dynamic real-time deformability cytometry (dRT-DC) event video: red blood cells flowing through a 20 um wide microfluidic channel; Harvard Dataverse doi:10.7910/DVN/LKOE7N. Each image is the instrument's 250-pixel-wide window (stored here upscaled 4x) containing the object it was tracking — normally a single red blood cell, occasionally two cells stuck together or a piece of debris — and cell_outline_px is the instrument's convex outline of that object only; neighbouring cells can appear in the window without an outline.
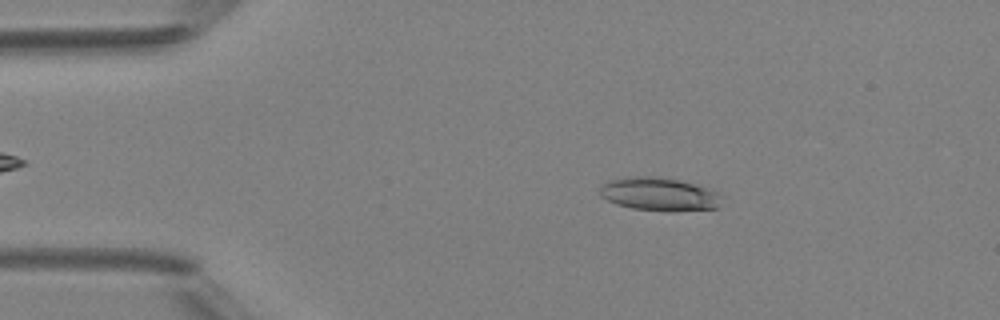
{"species": "Egyptian fruit bat (a non-hibernating species)", "species_latin": "Rousettus aegyptiacus", "temperature_condition": "room temperature", "stored_images_in_passage": 48, "camera_frame_rate_fps": 3000, "um_per_image_px": 0.085, "animal": {"sex": "female"}, "frame": {"image": 1, "passage_image": 8, "time_ms": 2.333, "image_size_px": [1000, 320], "cell_outline_px": [[720, 208], [672, 212], [632, 208], [616, 204], [600, 196], [600, 188], [608, 180], [632, 176], [656, 176], [680, 180], [720, 192]], "centroid_in_image_um": [56.05, 16.51], "position_along_channel_um": 28.9, "area_um2": 23.81}}
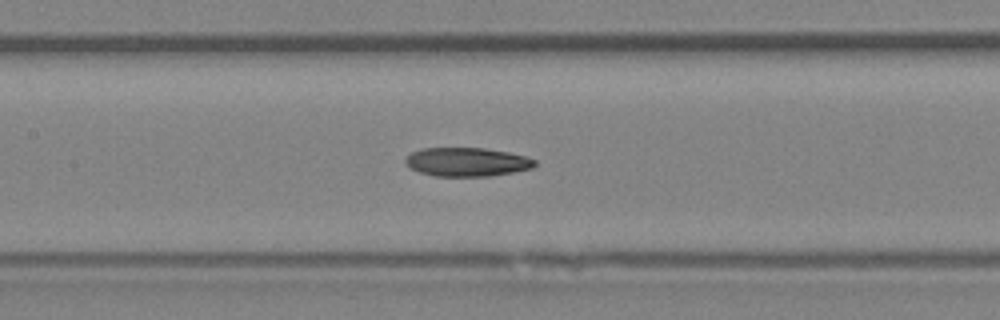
{"frame": {"image": 2, "passage_image": 22, "time_ms": 7.0, "image_size_px": [1000, 320], "cell_outline_px": [[536, 164], [532, 168], [512, 172], [488, 176], [436, 176], [420, 172], [404, 164], [404, 160], [412, 152], [424, 148], [484, 148], [508, 152], [524, 156], [536, 160]], "centroid_in_image_um": [39.68, 13.76], "position_along_channel_um": 167.7, "area_um2": 21.5}}
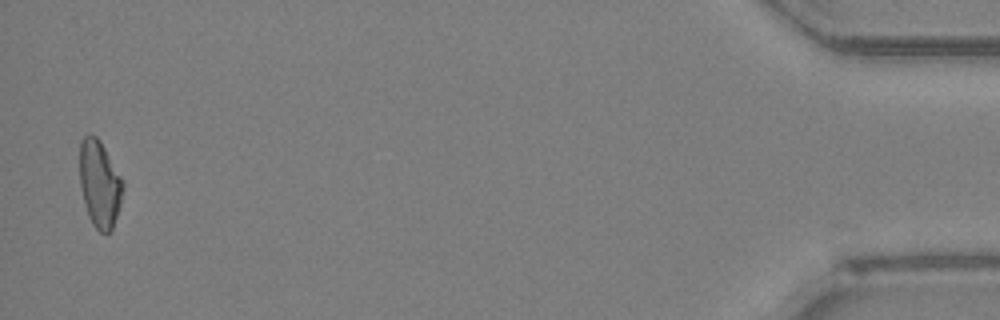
{"frame": {"image": 3, "passage_image": 47, "time_ms": 15.333, "image_size_px": [1000, 320], "cell_outline_px": [[124, 188], [120, 204], [112, 232], [100, 232], [92, 224], [88, 216], [84, 204], [80, 184], [80, 140], [88, 132], [96, 136], [100, 140], [124, 180]], "centroid_in_image_um": [8.47, 15.61], "position_along_channel_um": 426.7, "area_um2": 22.25}, "authors_computed_cell_mechanics": {"area_um2": 22.0507, "velocity_mm_per_s": 4.2088, "shape_relaxation_time_tau1_ms": 4.5034, "shape_relaxation_time_tau2_ms": null, "deformation_change_tau1": 0.1566, "deformation_change_tau2": null}}